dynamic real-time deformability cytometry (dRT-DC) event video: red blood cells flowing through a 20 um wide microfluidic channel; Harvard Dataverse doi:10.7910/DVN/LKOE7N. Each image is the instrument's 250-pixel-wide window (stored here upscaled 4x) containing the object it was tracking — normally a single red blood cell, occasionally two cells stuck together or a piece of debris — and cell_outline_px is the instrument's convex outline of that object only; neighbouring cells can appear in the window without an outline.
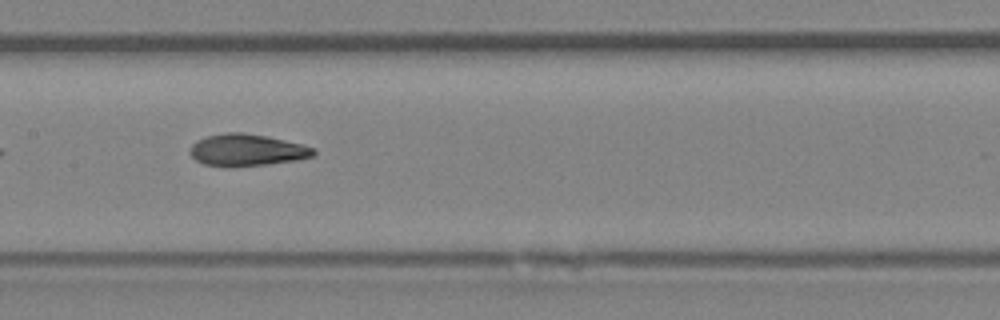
{"species": "Egyptian fruit bat (a non-hibernating species)", "species_latin": "Rousettus aegyptiacus", "temperature_condition": "room temperature", "stored_images_in_passage": 6, "camera_frame_rate_fps": 3000, "um_per_image_px": 0.085, "animal": {"sex": "female"}, "frame": {"image": 1, "passage_image": 5, "time_ms": 4.667, "image_size_px": [1000, 320], "cell_outline_px": [[316, 152], [312, 156], [296, 160], [268, 164], [228, 168], [224, 168], [204, 164], [196, 160], [188, 152], [192, 144], [196, 140], [208, 136], [224, 132], [240, 132], [268, 136], [316, 148]], "centroid_in_image_um": [20.94, 12.77], "position_along_channel_um": 186.5, "area_um2": 23.24}}